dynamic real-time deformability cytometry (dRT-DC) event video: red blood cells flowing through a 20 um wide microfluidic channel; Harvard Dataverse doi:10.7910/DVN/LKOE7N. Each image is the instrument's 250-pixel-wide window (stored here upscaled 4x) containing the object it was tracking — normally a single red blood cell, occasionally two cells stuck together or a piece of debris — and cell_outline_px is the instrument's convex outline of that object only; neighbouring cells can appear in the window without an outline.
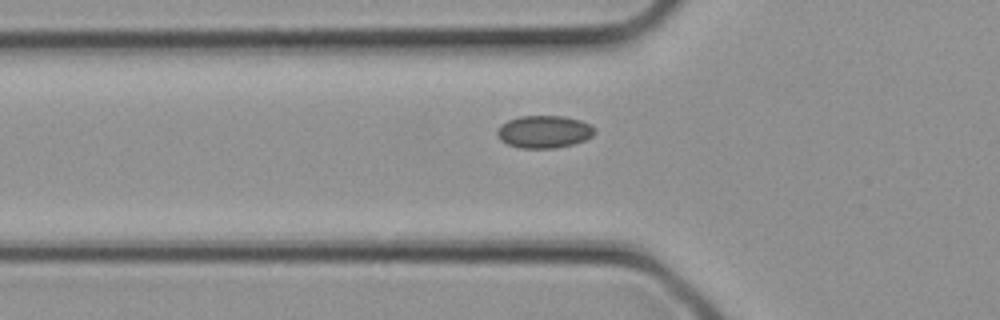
{"species": "common noctule bat (a hibernating species)", "species_latin": "Nyctalus noctula", "temperature_condition": "cold", "stored_images_in_passage": 3, "camera_frame_rate_fps": 3000, "um_per_image_px": 0.085, "animal": {"sex": "female", "body_mass_g": 21.9}, "frame": {"image": 1, "passage_image": 3, "time_ms": 0.667, "image_size_px": [1000, 320], "cell_outline_px": [[596, 132], [592, 136], [584, 140], [572, 144], [556, 148], [520, 148], [508, 144], [500, 140], [496, 132], [500, 124], [508, 120], [520, 116], [564, 116], [580, 120], [596, 128]], "centroid_in_image_um": [46.24, 11.19], "position_along_channel_um": 79.6, "area_um2": 18.5}}